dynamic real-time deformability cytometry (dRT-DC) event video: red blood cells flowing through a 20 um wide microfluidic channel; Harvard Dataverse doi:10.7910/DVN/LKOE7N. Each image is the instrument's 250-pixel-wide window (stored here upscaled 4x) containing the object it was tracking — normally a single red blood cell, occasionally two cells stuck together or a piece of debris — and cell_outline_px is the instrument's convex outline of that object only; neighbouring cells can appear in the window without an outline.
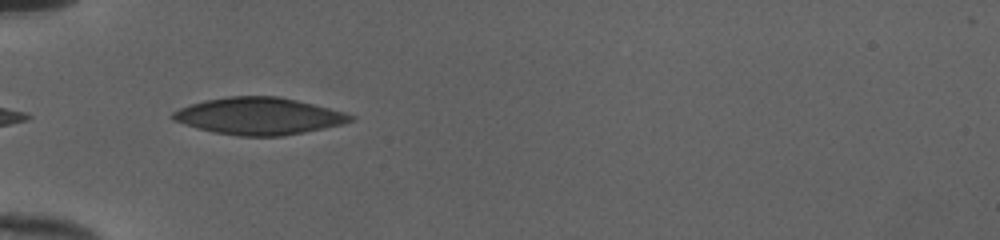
{"species": "human", "species_latin": "Homo sapiens", "temperature_condition": "cold", "stored_images_in_passage": 30, "camera_frame_rate_fps": 3000, "um_per_image_px": 0.085, "donor": {"sex": "female"}, "frame": {"image": 1, "passage_image": 1, "time_ms": 0.0, "image_size_px": [1000, 240], "cell_outline_px": [[356, 116], [352, 120], [344, 124], [304, 132], [280, 136], [240, 136], [212, 132], [196, 128], [172, 120], [168, 116], [172, 112], [180, 108], [204, 100], [228, 96], [280, 96], [344, 112]], "centroid_in_image_um": [21.97, 9.87], "position_along_channel_um": 63.0, "area_um2": 38.32}}
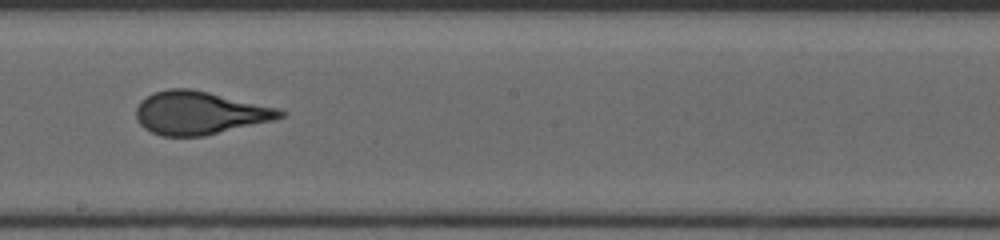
{"frame": {"image": 2, "passage_image": 14, "time_ms": 4.333, "image_size_px": [1000, 240], "cell_outline_px": [[288, 112], [284, 116], [272, 120], [204, 136], [160, 136], [144, 128], [136, 120], [136, 108], [140, 100], [156, 92], [168, 88], [192, 88], [280, 108]], "centroid_in_image_um": [16.96, 9.59], "position_along_channel_um": 231.2, "area_um2": 36.24}}
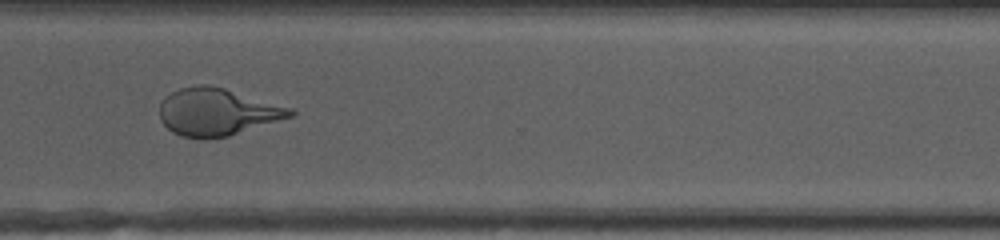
{"frame": {"image": 3, "passage_image": 23, "time_ms": 7.333, "image_size_px": [1000, 240], "cell_outline_px": [[296, 116], [228, 136], [204, 140], [180, 136], [172, 132], [160, 120], [160, 104], [164, 96], [180, 88], [196, 84], [208, 84], [224, 88], [292, 108], [296, 112]], "centroid_in_image_um": [18.46, 9.53], "position_along_channel_um": 352.1, "area_um2": 36.41}, "authors_computed_cell_mechanics": {"area_um2": 36.414, "velocity_mm_per_s": 4.0329, "shape_relaxation_time_tau1_ms": 10.1428, "shape_relaxation_time_tau2_ms": 0.738, "deformation_change_tau1": 0.2775, "deformation_change_tau2": 0.0667}}